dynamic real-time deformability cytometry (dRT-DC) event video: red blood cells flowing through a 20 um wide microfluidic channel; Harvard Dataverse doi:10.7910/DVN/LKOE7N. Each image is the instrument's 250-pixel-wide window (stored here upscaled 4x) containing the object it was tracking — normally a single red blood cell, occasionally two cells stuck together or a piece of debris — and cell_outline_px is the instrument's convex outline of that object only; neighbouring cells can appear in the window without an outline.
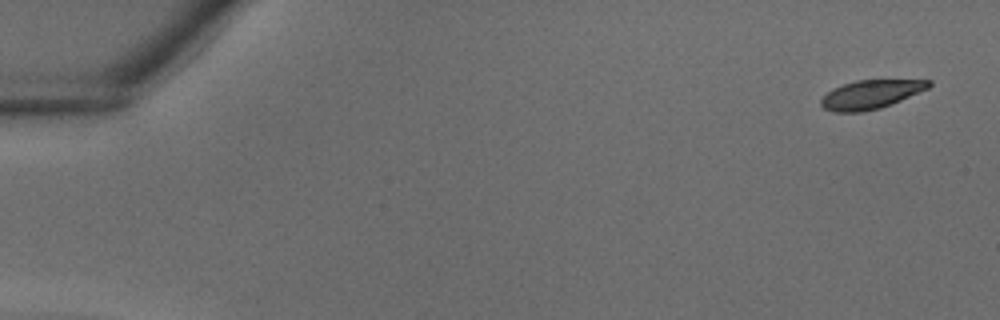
{"species": "common noctule bat (a hibernating species)", "species_latin": "Nyctalus noctula", "temperature_condition": "warm", "stored_images_in_passage": 38, "camera_frame_rate_fps": 3000, "um_per_image_px": 0.085, "animal": {"sex": "male", "body_mass_g": 18.8}, "frame": {"image": 1, "passage_image": 1, "time_ms": 0.0, "image_size_px": [1000, 320], "cell_outline_px": [[932, 84], [928, 88], [900, 100], [880, 108], [864, 112], [832, 112], [824, 108], [820, 104], [820, 100], [832, 88], [856, 80], [932, 80]], "centroid_in_image_um": [73.98, 8.03], "position_along_channel_um": 11.0, "area_um2": 17.92}}
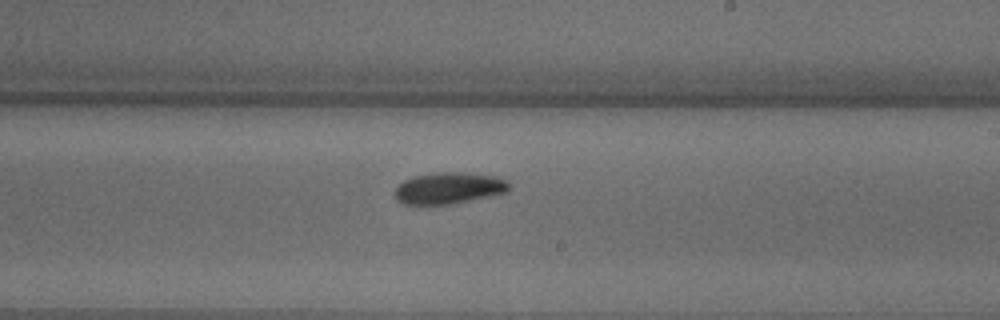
{"frame": {"image": 2, "passage_image": 23, "time_ms": 7.333, "image_size_px": [1000, 320], "cell_outline_px": [[508, 192], [452, 204], [400, 204], [396, 200], [396, 188], [404, 180], [412, 176], [436, 172], [464, 172], [496, 176], [508, 180]], "centroid_in_image_um": [38.15, 15.98], "position_along_channel_um": 250.8, "area_um2": 21.04}}
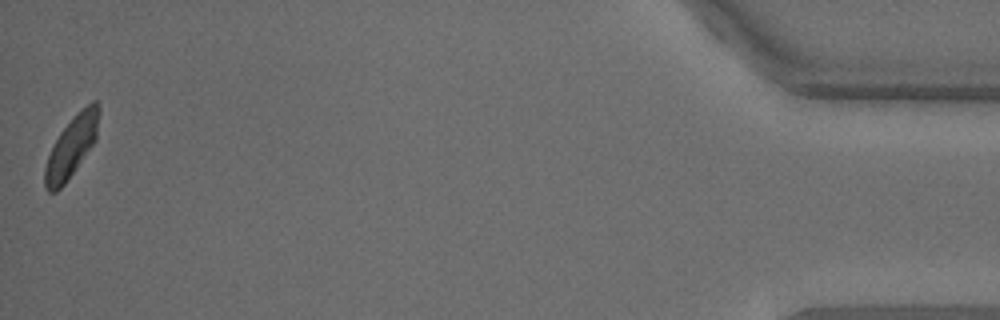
{"frame": {"image": 3, "passage_image": 38, "time_ms": 12.333, "image_size_px": [1000, 320], "cell_outline_px": [[100, 112], [96, 140], [64, 184], [56, 192], [48, 192], [44, 188], [44, 168], [48, 156], [60, 132], [76, 112], [92, 100], [96, 100], [100, 108]], "centroid_in_image_um": [6.09, 12.43], "position_along_channel_um": 429.1, "area_um2": 19.13}}